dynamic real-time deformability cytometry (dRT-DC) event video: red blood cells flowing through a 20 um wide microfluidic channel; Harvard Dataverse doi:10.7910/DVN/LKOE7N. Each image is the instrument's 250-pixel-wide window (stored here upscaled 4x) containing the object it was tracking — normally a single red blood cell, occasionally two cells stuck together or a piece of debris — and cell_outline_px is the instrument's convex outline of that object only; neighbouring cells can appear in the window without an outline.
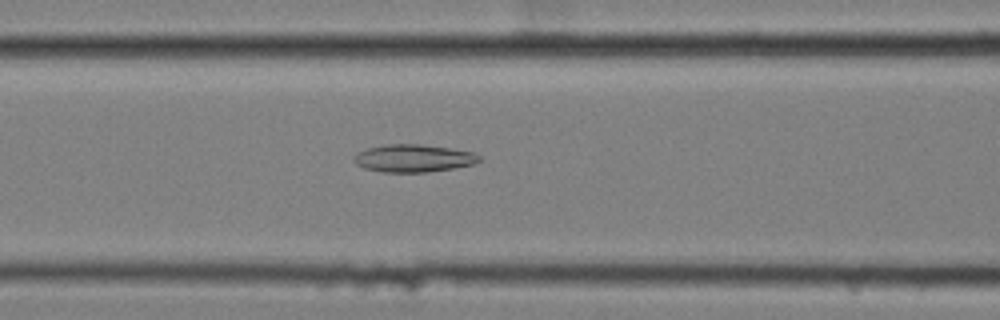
{"species": "common noctule bat (a hibernating species)", "species_latin": "Nyctalus noctula", "temperature_condition": "cold", "stored_images_in_passage": 36, "camera_frame_rate_fps": 3000, "um_per_image_px": 0.085, "animal": {"sex": "female", "body_mass_g": 25.1}, "frame": {"image": 1, "passage_image": 7, "time_ms": 2.0, "image_size_px": [1000, 320], "cell_outline_px": [[480, 160], [472, 164], [452, 168], [428, 172], [384, 172], [364, 168], [356, 164], [352, 160], [352, 156], [356, 152], [368, 148], [384, 144], [420, 144], [448, 148], [472, 152], [480, 156]], "centroid_in_image_um": [35.07, 13.45], "position_along_channel_um": 131.5, "area_um2": 20.11}}
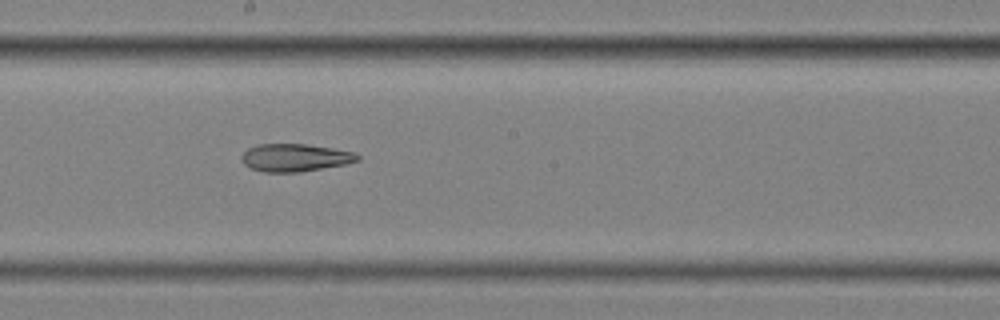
{"frame": {"image": 2, "passage_image": 15, "time_ms": 4.667, "image_size_px": [1000, 320], "cell_outline_px": [[360, 160], [344, 164], [300, 172], [264, 172], [252, 168], [244, 164], [240, 160], [240, 156], [248, 148], [256, 144], [308, 144], [356, 152], [360, 156]], "centroid_in_image_um": [25.07, 13.39], "position_along_channel_um": 223.1, "area_um2": 18.79}}
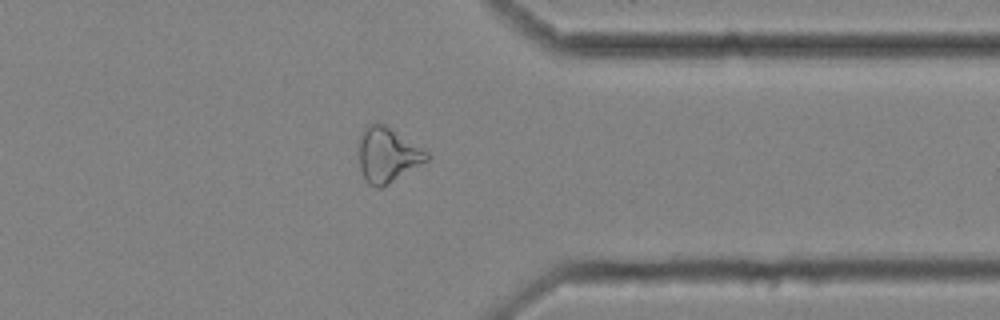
{"frame": {"image": 3, "passage_image": 29, "time_ms": 9.333, "image_size_px": [1000, 320], "cell_outline_px": [[428, 160], [380, 188], [376, 188], [368, 184], [360, 168], [360, 136], [364, 128], [368, 124], [384, 124], [428, 152]], "centroid_in_image_um": [32.92, 13.17], "position_along_channel_um": 378.5, "area_um2": 21.04}}